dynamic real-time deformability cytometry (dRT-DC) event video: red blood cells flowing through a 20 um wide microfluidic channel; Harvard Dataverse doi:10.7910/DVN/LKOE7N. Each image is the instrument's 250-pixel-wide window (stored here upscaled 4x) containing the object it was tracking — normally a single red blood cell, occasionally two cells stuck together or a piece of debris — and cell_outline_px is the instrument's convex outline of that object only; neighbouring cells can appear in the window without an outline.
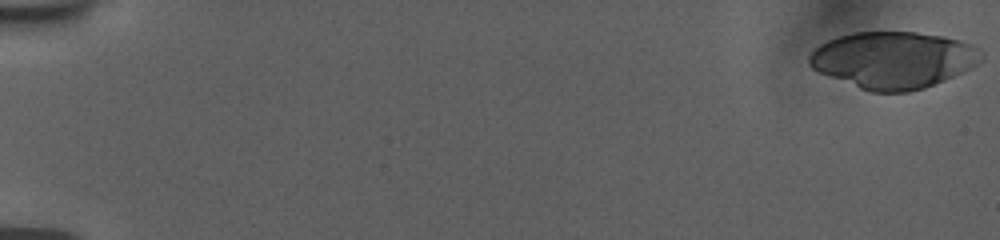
{"species": "human", "species_latin": "Homo sapiens", "temperature_condition": "room temperature", "stored_images_in_passage": 31, "camera_frame_rate_fps": 3000, "um_per_image_px": 0.085, "donor": {"sex": "female"}, "frame": {"image": 1, "passage_image": 1, "time_ms": 0.0, "image_size_px": [1000, 240], "cell_outline_px": [[984, 60], [972, 68], [944, 80], [924, 88], [908, 92], [872, 92], [860, 88], [820, 72], [812, 68], [808, 64], [808, 56], [820, 44], [836, 36], [852, 32], [916, 32], [944, 36], [960, 40], [972, 44], [980, 48], [984, 56]], "centroid_in_image_um": [75.97, 5.08], "position_along_channel_um": 9.0, "area_um2": 57.11}}
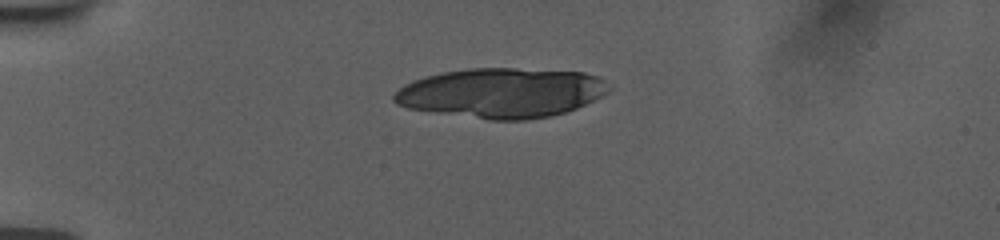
{"frame": {"image": 2, "passage_image": 15, "time_ms": 4.667, "image_size_px": [1000, 240], "cell_outline_px": [[612, 88], [608, 92], [576, 108], [552, 116], [528, 120], [488, 120], [408, 108], [396, 104], [392, 100], [392, 96], [404, 84], [412, 80], [424, 76], [444, 72], [468, 68], [516, 68], [584, 72], [600, 76]], "centroid_in_image_um": [42.62, 7.89], "position_along_channel_um": 42.4, "area_um2": 62.54}}
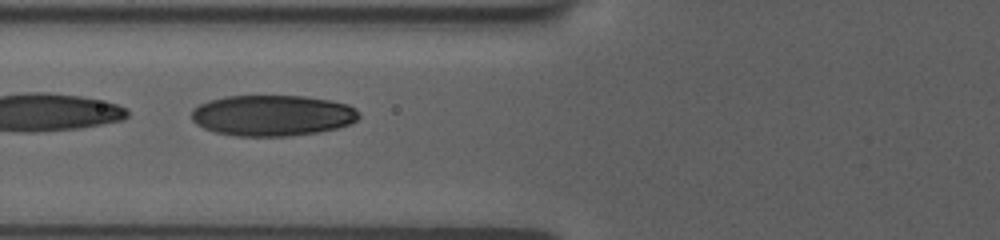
{"frame": {"image": 3, "passage_image": 24, "time_ms": 7.667, "image_size_px": [1000, 240], "cell_outline_px": [[360, 116], [356, 120], [348, 124], [336, 128], [320, 132], [288, 136], [236, 136], [216, 132], [204, 128], [196, 124], [192, 120], [192, 108], [208, 100], [224, 96], [304, 96], [328, 100], [348, 104], [356, 108], [360, 112]], "centroid_in_image_um": [23.15, 9.81], "position_along_channel_um": 102.7, "area_um2": 40.06}}